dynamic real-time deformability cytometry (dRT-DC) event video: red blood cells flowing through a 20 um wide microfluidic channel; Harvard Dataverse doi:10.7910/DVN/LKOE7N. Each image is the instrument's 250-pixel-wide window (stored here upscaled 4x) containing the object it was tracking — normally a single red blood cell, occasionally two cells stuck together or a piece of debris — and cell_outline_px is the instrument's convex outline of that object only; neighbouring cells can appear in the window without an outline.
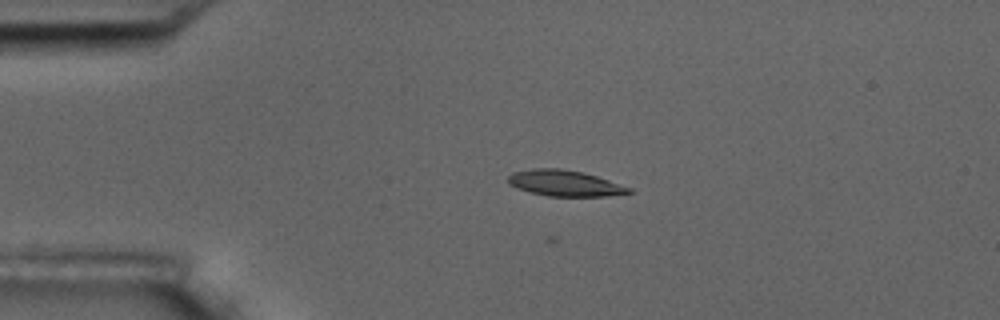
{"species": "common noctule bat (a hibernating species)", "species_latin": "Nyctalus noctula", "temperature_condition": "room temperature", "stored_images_in_passage": 28, "camera_frame_rate_fps": 3000, "um_per_image_px": 0.085, "animal": {"sex": "male", "body_mass_g": 17.5, "forearm_length_mm": 52.3}, "frame": {"image": 1, "passage_image": 2, "time_ms": 0.333, "image_size_px": [1000, 320], "cell_outline_px": [[636, 192], [608, 196], [548, 196], [516, 188], [508, 184], [508, 176], [512, 172], [532, 168], [560, 168], [584, 172], [632, 188]], "centroid_in_image_um": [48.01, 15.57], "position_along_channel_um": 37.0, "area_um2": 18.38}}
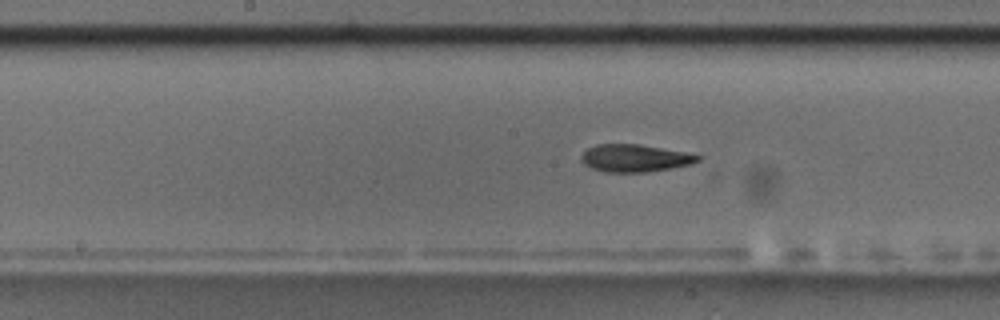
{"frame": {"image": 2, "passage_image": 18, "time_ms": 5.667, "image_size_px": [1000, 320], "cell_outline_px": [[700, 160], [692, 164], [672, 168], [644, 172], [604, 172], [592, 168], [584, 164], [580, 160], [580, 156], [588, 148], [596, 144], [640, 144], [684, 152], [700, 156]], "centroid_in_image_um": [53.93, 13.44], "position_along_channel_um": 194.3, "area_um2": 18.61}}
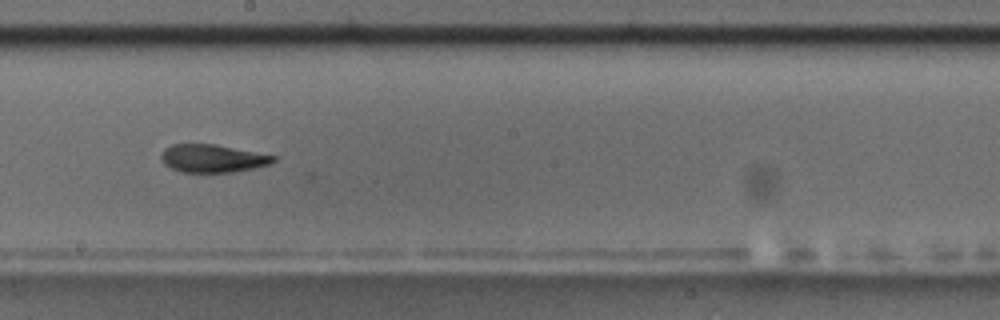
{"frame": {"image": 3, "passage_image": 21, "time_ms": 6.667, "image_size_px": [1000, 320], "cell_outline_px": [[276, 160], [272, 164], [256, 168], [232, 172], [180, 172], [164, 164], [160, 156], [164, 148], [172, 144], [216, 144], [276, 156]], "centroid_in_image_um": [18.08, 13.46], "position_along_channel_um": 230.1, "area_um2": 18.38}}